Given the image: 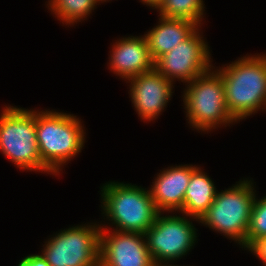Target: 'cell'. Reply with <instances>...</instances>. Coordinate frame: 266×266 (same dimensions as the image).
Returning a JSON list of instances; mask_svg holds the SVG:
<instances>
[{
	"label": "cell",
	"mask_w": 266,
	"mask_h": 266,
	"mask_svg": "<svg viewBox=\"0 0 266 266\" xmlns=\"http://www.w3.org/2000/svg\"><path fill=\"white\" fill-rule=\"evenodd\" d=\"M83 119L61 110L36 108V138L42 174L59 177L66 165L85 147L87 128Z\"/></svg>",
	"instance_id": "1"
},
{
	"label": "cell",
	"mask_w": 266,
	"mask_h": 266,
	"mask_svg": "<svg viewBox=\"0 0 266 266\" xmlns=\"http://www.w3.org/2000/svg\"><path fill=\"white\" fill-rule=\"evenodd\" d=\"M265 52L247 53L222 66L214 63L224 82L227 110L239 124L258 112H266Z\"/></svg>",
	"instance_id": "2"
},
{
	"label": "cell",
	"mask_w": 266,
	"mask_h": 266,
	"mask_svg": "<svg viewBox=\"0 0 266 266\" xmlns=\"http://www.w3.org/2000/svg\"><path fill=\"white\" fill-rule=\"evenodd\" d=\"M101 184V228L145 234L160 213L149 188L116 180Z\"/></svg>",
	"instance_id": "3"
},
{
	"label": "cell",
	"mask_w": 266,
	"mask_h": 266,
	"mask_svg": "<svg viewBox=\"0 0 266 266\" xmlns=\"http://www.w3.org/2000/svg\"><path fill=\"white\" fill-rule=\"evenodd\" d=\"M181 88V106L192 131L201 135L238 124L226 107L224 82L213 66L206 73L184 84Z\"/></svg>",
	"instance_id": "4"
},
{
	"label": "cell",
	"mask_w": 266,
	"mask_h": 266,
	"mask_svg": "<svg viewBox=\"0 0 266 266\" xmlns=\"http://www.w3.org/2000/svg\"><path fill=\"white\" fill-rule=\"evenodd\" d=\"M256 182L252 177H241L232 186L218 190L200 225L234 242L245 251L250 216L257 197ZM257 191V192H256Z\"/></svg>",
	"instance_id": "5"
},
{
	"label": "cell",
	"mask_w": 266,
	"mask_h": 266,
	"mask_svg": "<svg viewBox=\"0 0 266 266\" xmlns=\"http://www.w3.org/2000/svg\"><path fill=\"white\" fill-rule=\"evenodd\" d=\"M0 108V152L22 172L42 175L36 138V107L5 104Z\"/></svg>",
	"instance_id": "6"
},
{
	"label": "cell",
	"mask_w": 266,
	"mask_h": 266,
	"mask_svg": "<svg viewBox=\"0 0 266 266\" xmlns=\"http://www.w3.org/2000/svg\"><path fill=\"white\" fill-rule=\"evenodd\" d=\"M99 220L70 225L53 232L39 251L50 266H99Z\"/></svg>",
	"instance_id": "7"
},
{
	"label": "cell",
	"mask_w": 266,
	"mask_h": 266,
	"mask_svg": "<svg viewBox=\"0 0 266 266\" xmlns=\"http://www.w3.org/2000/svg\"><path fill=\"white\" fill-rule=\"evenodd\" d=\"M193 222L200 224L199 219L180 212L158 214L154 224L145 232L154 263H175L192 252L199 241L198 229Z\"/></svg>",
	"instance_id": "8"
},
{
	"label": "cell",
	"mask_w": 266,
	"mask_h": 266,
	"mask_svg": "<svg viewBox=\"0 0 266 266\" xmlns=\"http://www.w3.org/2000/svg\"><path fill=\"white\" fill-rule=\"evenodd\" d=\"M199 26L187 39L178 43L172 50L160 56L154 62V68L174 84L191 82L196 77L210 70L212 50Z\"/></svg>",
	"instance_id": "9"
},
{
	"label": "cell",
	"mask_w": 266,
	"mask_h": 266,
	"mask_svg": "<svg viewBox=\"0 0 266 266\" xmlns=\"http://www.w3.org/2000/svg\"><path fill=\"white\" fill-rule=\"evenodd\" d=\"M129 98L138 119L154 123L166 111L175 94V85L155 68L128 79Z\"/></svg>",
	"instance_id": "10"
},
{
	"label": "cell",
	"mask_w": 266,
	"mask_h": 266,
	"mask_svg": "<svg viewBox=\"0 0 266 266\" xmlns=\"http://www.w3.org/2000/svg\"><path fill=\"white\" fill-rule=\"evenodd\" d=\"M145 234L102 229L99 266H153Z\"/></svg>",
	"instance_id": "11"
},
{
	"label": "cell",
	"mask_w": 266,
	"mask_h": 266,
	"mask_svg": "<svg viewBox=\"0 0 266 266\" xmlns=\"http://www.w3.org/2000/svg\"><path fill=\"white\" fill-rule=\"evenodd\" d=\"M110 44L106 68L122 82L154 69L144 35H123Z\"/></svg>",
	"instance_id": "12"
},
{
	"label": "cell",
	"mask_w": 266,
	"mask_h": 266,
	"mask_svg": "<svg viewBox=\"0 0 266 266\" xmlns=\"http://www.w3.org/2000/svg\"><path fill=\"white\" fill-rule=\"evenodd\" d=\"M197 164H175L162 168L153 177L149 191L159 212H181L191 173Z\"/></svg>",
	"instance_id": "13"
},
{
	"label": "cell",
	"mask_w": 266,
	"mask_h": 266,
	"mask_svg": "<svg viewBox=\"0 0 266 266\" xmlns=\"http://www.w3.org/2000/svg\"><path fill=\"white\" fill-rule=\"evenodd\" d=\"M157 17V24L143 34L154 62L187 39L199 27L198 24L184 19Z\"/></svg>",
	"instance_id": "14"
},
{
	"label": "cell",
	"mask_w": 266,
	"mask_h": 266,
	"mask_svg": "<svg viewBox=\"0 0 266 266\" xmlns=\"http://www.w3.org/2000/svg\"><path fill=\"white\" fill-rule=\"evenodd\" d=\"M199 165L192 173L185 191L184 204L180 213L201 219L213 203L218 189L214 180Z\"/></svg>",
	"instance_id": "15"
},
{
	"label": "cell",
	"mask_w": 266,
	"mask_h": 266,
	"mask_svg": "<svg viewBox=\"0 0 266 266\" xmlns=\"http://www.w3.org/2000/svg\"><path fill=\"white\" fill-rule=\"evenodd\" d=\"M44 5L61 26L70 28L91 18L100 4L97 0H46Z\"/></svg>",
	"instance_id": "16"
},
{
	"label": "cell",
	"mask_w": 266,
	"mask_h": 266,
	"mask_svg": "<svg viewBox=\"0 0 266 266\" xmlns=\"http://www.w3.org/2000/svg\"><path fill=\"white\" fill-rule=\"evenodd\" d=\"M206 6L204 0H163L155 10L157 16L184 19L199 26L206 24Z\"/></svg>",
	"instance_id": "17"
},
{
	"label": "cell",
	"mask_w": 266,
	"mask_h": 266,
	"mask_svg": "<svg viewBox=\"0 0 266 266\" xmlns=\"http://www.w3.org/2000/svg\"><path fill=\"white\" fill-rule=\"evenodd\" d=\"M266 237V195L255 199L250 216L245 250L257 239Z\"/></svg>",
	"instance_id": "18"
},
{
	"label": "cell",
	"mask_w": 266,
	"mask_h": 266,
	"mask_svg": "<svg viewBox=\"0 0 266 266\" xmlns=\"http://www.w3.org/2000/svg\"><path fill=\"white\" fill-rule=\"evenodd\" d=\"M246 251L255 256L262 266H266V237L255 240Z\"/></svg>",
	"instance_id": "19"
},
{
	"label": "cell",
	"mask_w": 266,
	"mask_h": 266,
	"mask_svg": "<svg viewBox=\"0 0 266 266\" xmlns=\"http://www.w3.org/2000/svg\"><path fill=\"white\" fill-rule=\"evenodd\" d=\"M17 266H50L41 253L29 254L19 260Z\"/></svg>",
	"instance_id": "20"
},
{
	"label": "cell",
	"mask_w": 266,
	"mask_h": 266,
	"mask_svg": "<svg viewBox=\"0 0 266 266\" xmlns=\"http://www.w3.org/2000/svg\"><path fill=\"white\" fill-rule=\"evenodd\" d=\"M143 5H146L150 10H156L163 0H139Z\"/></svg>",
	"instance_id": "21"
},
{
	"label": "cell",
	"mask_w": 266,
	"mask_h": 266,
	"mask_svg": "<svg viewBox=\"0 0 266 266\" xmlns=\"http://www.w3.org/2000/svg\"><path fill=\"white\" fill-rule=\"evenodd\" d=\"M153 266H186V265H178L176 263L174 264V262H171V263H154ZM187 266L189 265L187 264Z\"/></svg>",
	"instance_id": "22"
},
{
	"label": "cell",
	"mask_w": 266,
	"mask_h": 266,
	"mask_svg": "<svg viewBox=\"0 0 266 266\" xmlns=\"http://www.w3.org/2000/svg\"><path fill=\"white\" fill-rule=\"evenodd\" d=\"M97 1H98V3L101 5V4H104V3H107V2H108V3H109V2L111 3L112 0H97ZM117 1H118V0H117Z\"/></svg>",
	"instance_id": "23"
}]
</instances>
